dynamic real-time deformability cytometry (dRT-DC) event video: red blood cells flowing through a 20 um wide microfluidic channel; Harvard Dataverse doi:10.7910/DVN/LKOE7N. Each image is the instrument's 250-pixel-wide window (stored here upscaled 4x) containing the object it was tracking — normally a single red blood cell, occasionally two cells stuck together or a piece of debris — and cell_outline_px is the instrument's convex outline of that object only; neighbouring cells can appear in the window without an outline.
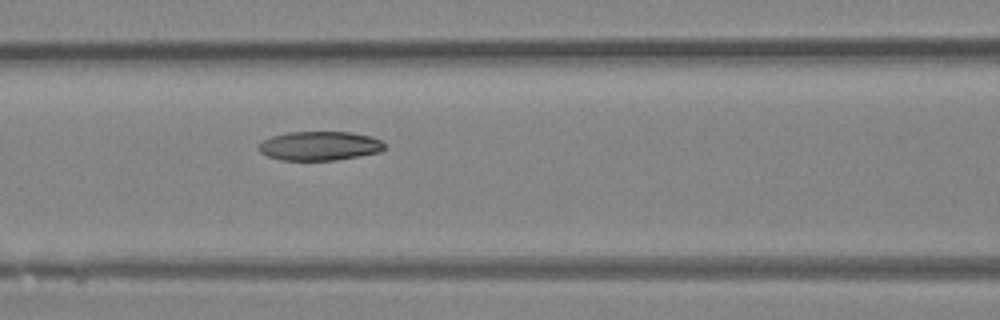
{"species": "Egyptian fruit bat (a non-hibernating species)", "species_latin": "Rousettus aegyptiacus", "temperature_condition": "room temperature", "stored_images_in_passage": 6, "camera_frame_rate_fps": 3000, "um_per_image_px": 0.085, "animal": {"sex": "female"}, "frame": {"image": 1, "passage_image": 6, "time_ms": 1.667, "image_size_px": [1000, 320], "cell_outline_px": [[384, 148], [380, 152], [360, 156], [336, 160], [280, 160], [268, 156], [260, 152], [256, 148], [264, 140], [272, 136], [288, 132], [352, 132], [372, 136], [380, 140], [384, 144]], "centroid_in_image_um": [27.17, 12.4], "position_along_channel_um": 139.4, "area_um2": 21.39}}